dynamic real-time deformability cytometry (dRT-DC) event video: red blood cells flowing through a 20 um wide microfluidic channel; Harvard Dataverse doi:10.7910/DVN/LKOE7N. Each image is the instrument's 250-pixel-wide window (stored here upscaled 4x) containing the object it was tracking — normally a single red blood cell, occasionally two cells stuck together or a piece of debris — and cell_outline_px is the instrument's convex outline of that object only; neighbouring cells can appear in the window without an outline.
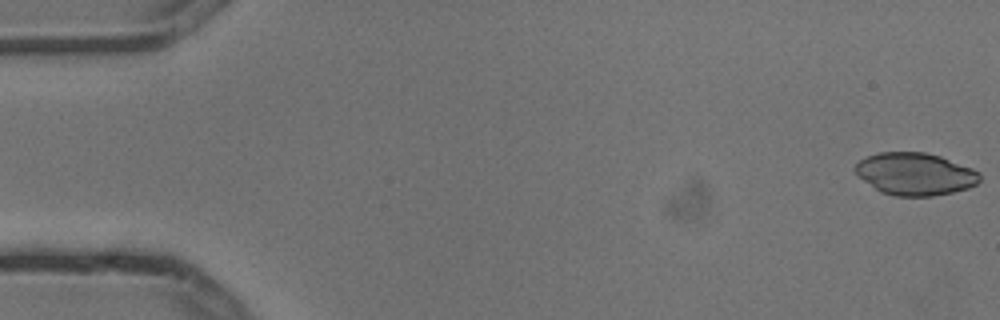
{"species": "common noctule bat (a hibernating species)", "species_latin": "Nyctalus noctula", "temperature_condition": "cold", "stored_images_in_passage": 4, "camera_frame_rate_fps": 3000, "um_per_image_px": 0.085, "animal": {"sex": "male", "body_mass_g": 13.3}, "frame": {"image": 1, "passage_image": 1, "time_ms": 0.0, "image_size_px": [1000, 320], "cell_outline_px": [[980, 180], [976, 184], [968, 188], [952, 192], [932, 196], [896, 196], [880, 192], [864, 180], [852, 168], [860, 160], [868, 156], [880, 152], [924, 152], [940, 156], [972, 168], [980, 172]], "centroid_in_image_um": [77.79, 14.78], "position_along_channel_um": 7.2, "area_um2": 30.63}}
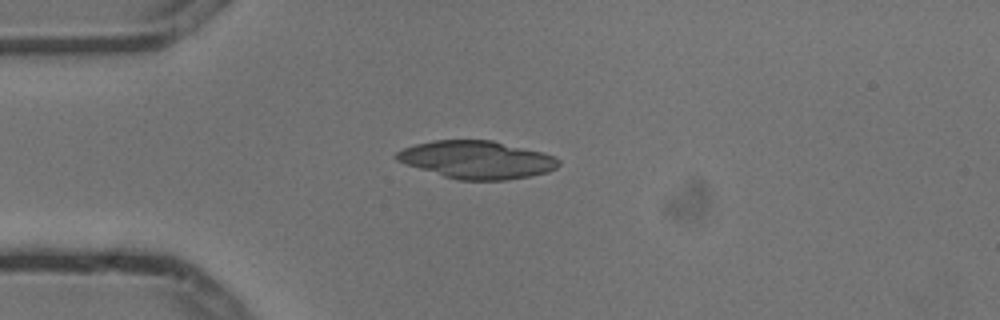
{"frame": {"image": 2, "passage_image": 4, "time_ms": 1.0, "image_size_px": [1000, 320], "cell_outline_px": [[560, 164], [556, 168], [548, 172], [532, 176], [504, 180], [460, 180], [444, 176], [396, 160], [392, 156], [396, 152], [404, 148], [416, 144], [432, 140], [492, 140], [556, 156], [560, 160]], "centroid_in_image_um": [40.55, 13.57], "position_along_channel_um": 44.5, "area_um2": 35.49}}